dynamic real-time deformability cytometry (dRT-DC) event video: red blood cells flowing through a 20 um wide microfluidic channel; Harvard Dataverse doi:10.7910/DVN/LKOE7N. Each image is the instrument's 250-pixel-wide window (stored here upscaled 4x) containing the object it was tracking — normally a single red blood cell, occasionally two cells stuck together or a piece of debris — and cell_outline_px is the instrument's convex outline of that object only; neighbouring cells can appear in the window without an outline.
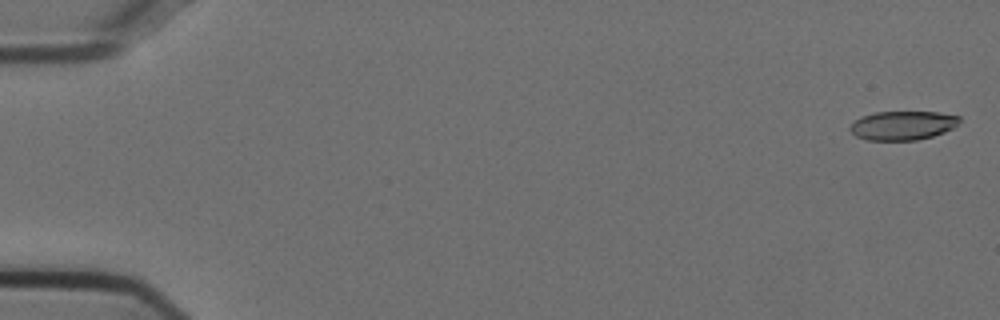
{"species": "Egyptian fruit bat (a non-hibernating species)", "species_latin": "Rousettus aegyptiacus", "temperature_condition": "cold", "stored_images_in_passage": 55, "camera_frame_rate_fps": 3000, "um_per_image_px": 0.085, "animal": {"sex": "female"}, "frame": {"image": 1, "passage_image": 2, "time_ms": 0.333, "image_size_px": [1000, 320], "cell_outline_px": [[960, 120], [952, 128], [944, 132], [932, 136], [916, 140], [868, 140], [856, 136], [848, 128], [860, 116], [876, 112], [940, 112], [960, 116]], "centroid_in_image_um": [76.72, 10.65], "position_along_channel_um": 8.3, "area_um2": 18.38}}
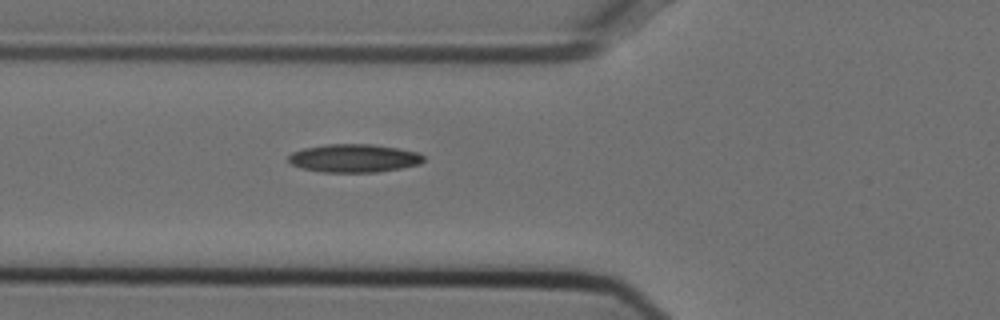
{"frame": {"image": 2, "passage_image": 21, "time_ms": 6.667, "image_size_px": [1000, 320], "cell_outline_px": [[424, 160], [420, 164], [400, 168], [376, 172], [320, 172], [300, 168], [292, 164], [288, 160], [288, 156], [292, 152], [304, 148], [324, 144], [372, 144], [420, 152], [424, 156]], "centroid_in_image_um": [30.08, 13.44], "position_along_channel_um": 95.7, "area_um2": 22.31}}
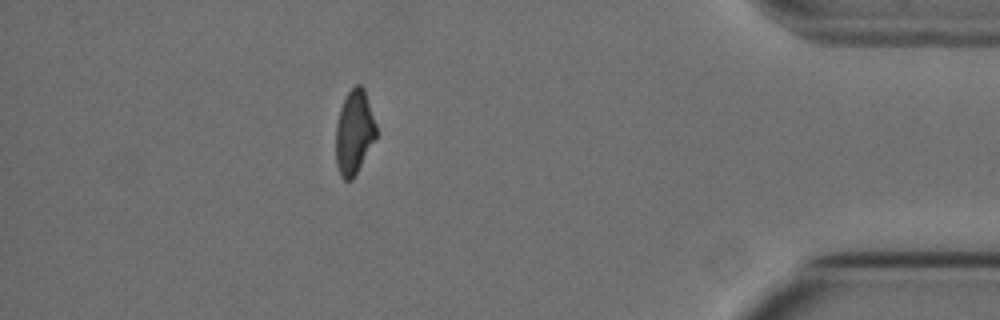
{"frame": {"image": 3, "passage_image": 49, "time_ms": 16.0, "image_size_px": [1000, 320], "cell_outline_px": [[376, 136], [352, 180], [344, 180], [340, 176], [336, 164], [336, 124], [340, 108], [348, 92], [356, 84], [360, 84], [364, 88], [376, 124]], "centroid_in_image_um": [30.09, 11.23], "position_along_channel_um": 405.1, "area_um2": 19.54}, "authors_computed_cell_mechanics": {"area_um2": 20.808, "velocity_mm_per_s": 3.7562, "shape_relaxation_time_tau1_ms": null, "shape_relaxation_time_tau2_ms": 5.6945, "deformation_change_tau1": null, "deformation_change_tau2": 0.1368}}